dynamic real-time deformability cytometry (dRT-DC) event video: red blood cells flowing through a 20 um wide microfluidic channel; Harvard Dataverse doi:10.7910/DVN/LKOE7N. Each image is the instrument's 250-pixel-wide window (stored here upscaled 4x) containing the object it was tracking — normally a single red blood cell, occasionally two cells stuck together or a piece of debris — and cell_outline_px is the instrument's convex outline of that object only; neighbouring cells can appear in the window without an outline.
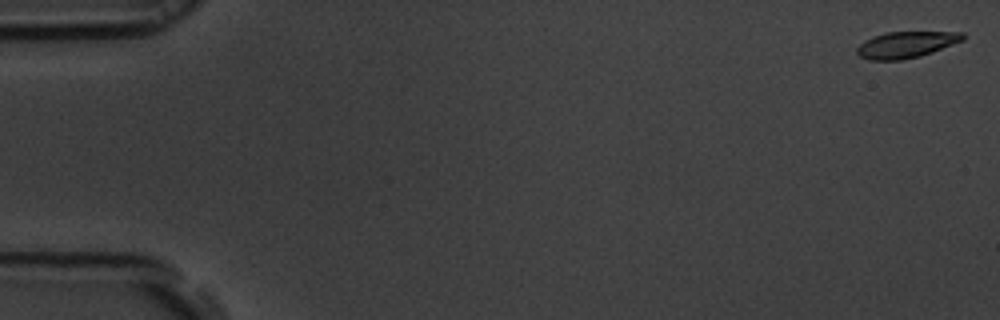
{"species": "common noctule bat (a hibernating species)", "species_latin": "Nyctalus noctula", "temperature_condition": "room temperature", "stored_images_in_passage": 56, "camera_frame_rate_fps": 3000, "um_per_image_px": 0.085, "animal": {"sex": "male", "body_mass_g": 19.5, "forearm_length_mm": 54.6}, "frame": {"image": 1, "passage_image": 1, "time_ms": 0.0, "image_size_px": [1000, 320], "cell_outline_px": [[964, 40], [932, 52], [920, 56], [900, 60], [868, 60], [860, 56], [856, 52], [856, 48], [864, 40], [872, 36], [888, 32], [964, 32]], "centroid_in_image_um": [76.99, 3.8], "position_along_channel_um": 8.0, "area_um2": 16.24}}
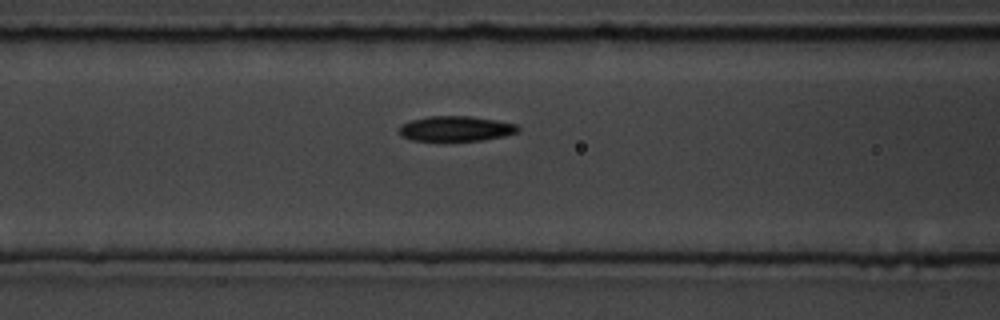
{"frame": {"image": 2, "passage_image": 23, "time_ms": 7.333, "image_size_px": [1000, 320], "cell_outline_px": [[520, 132], [504, 136], [480, 140], [412, 140], [400, 136], [400, 124], [412, 120], [428, 116], [468, 116], [496, 120], [516, 124], [520, 128]], "centroid_in_image_um": [38.76, 10.93], "position_along_channel_um": 127.8, "area_um2": 17.28}}
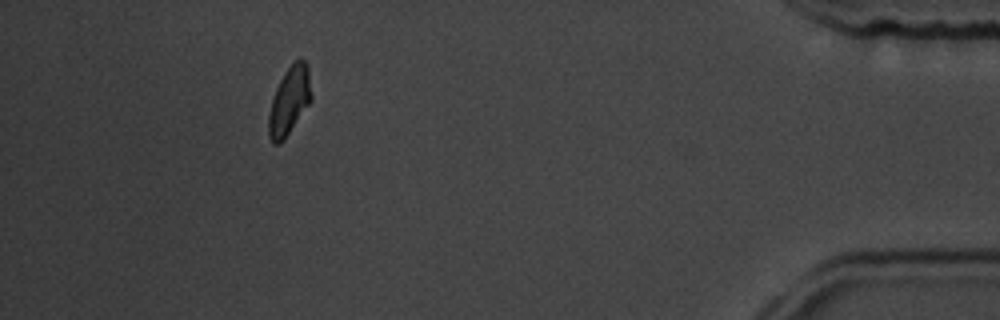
{"frame": {"image": 3, "passage_image": 51, "time_ms": 16.667, "image_size_px": [1000, 320], "cell_outline_px": [[312, 100], [284, 140], [280, 144], [272, 144], [268, 136], [268, 116], [272, 100], [276, 88], [284, 72], [300, 56], [308, 64], [312, 96]], "centroid_in_image_um": [24.6, 8.57], "position_along_channel_um": 410.6, "area_um2": 17.11}, "authors_computed_cell_mechanics": {"area_um2": 17.1955, "velocity_mm_per_s": 3.6504, "shape_relaxation_time_tau1_ms": 2.7807, "shape_relaxation_time_tau2_ms": 4.1771, "deformation_change_tau1": 0.1039, "deformation_change_tau2": 0.0886}}